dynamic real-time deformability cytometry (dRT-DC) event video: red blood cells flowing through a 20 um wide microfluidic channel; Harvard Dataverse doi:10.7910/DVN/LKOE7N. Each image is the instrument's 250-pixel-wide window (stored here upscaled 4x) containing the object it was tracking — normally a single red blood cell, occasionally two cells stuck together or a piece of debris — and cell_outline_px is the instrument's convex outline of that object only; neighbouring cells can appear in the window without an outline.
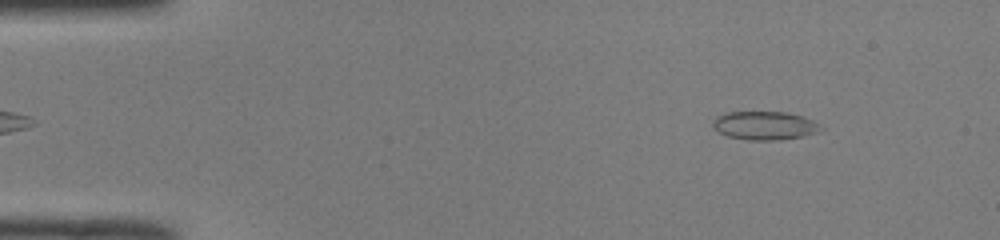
{"species": "common noctule bat (a hibernating species)", "species_latin": "Nyctalus noctula", "temperature_condition": "room temperature", "stored_images_in_passage": 46, "camera_frame_rate_fps": 3000, "um_per_image_px": 0.085, "animal": {"sex": "male", "body_mass_g": 19.0, "forearm_length_mm": 50.8}, "frame": {"image": 1, "passage_image": 2, "time_ms": 0.333, "image_size_px": [1000, 240], "cell_outline_px": [[824, 128], [820, 132], [804, 136], [776, 140], [748, 140], [728, 136], [712, 128], [712, 120], [716, 116], [724, 112], [788, 112], [812, 120], [820, 124]], "centroid_in_image_um": [64.99, 10.67], "position_along_channel_um": 20.0, "area_um2": 18.09}}
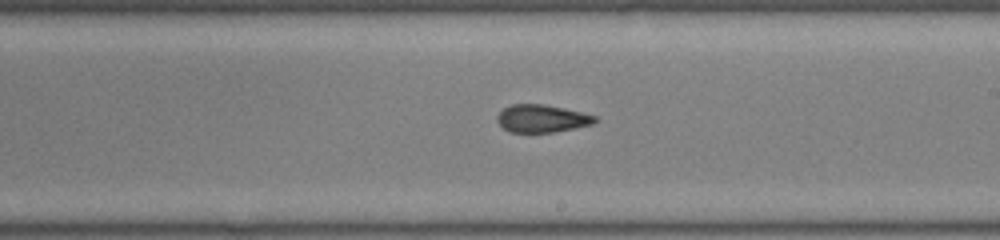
{"frame": {"image": 2, "passage_image": 25, "time_ms": 8.0, "image_size_px": [1000, 240], "cell_outline_px": [[596, 120], [592, 124], [552, 132], [508, 132], [496, 120], [496, 116], [504, 108], [512, 104], [544, 104], [564, 108], [596, 116]], "centroid_in_image_um": [46.01, 10.07], "position_along_channel_um": 243.0, "area_um2": 15.55}}
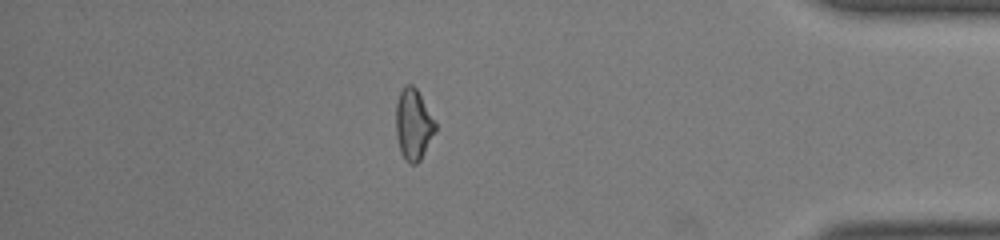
{"frame": {"image": 3, "passage_image": 39, "time_ms": 12.667, "image_size_px": [1000, 240], "cell_outline_px": [[436, 132], [420, 160], [416, 164], [408, 164], [404, 160], [400, 152], [396, 136], [396, 104], [400, 92], [404, 84], [412, 84], [416, 88], [436, 120]], "centroid_in_image_um": [35.14, 10.59], "position_along_channel_um": 400.1, "area_um2": 16.65}, "authors_computed_cell_mechanics": {"area_um2": 16.6464, "velocity_mm_per_s": 4.1082, "shape_relaxation_time_tau1_ms": null, "shape_relaxation_time_tau2_ms": 2.2018, "deformation_change_tau1": null, "deformation_change_tau2": 0.0867}}